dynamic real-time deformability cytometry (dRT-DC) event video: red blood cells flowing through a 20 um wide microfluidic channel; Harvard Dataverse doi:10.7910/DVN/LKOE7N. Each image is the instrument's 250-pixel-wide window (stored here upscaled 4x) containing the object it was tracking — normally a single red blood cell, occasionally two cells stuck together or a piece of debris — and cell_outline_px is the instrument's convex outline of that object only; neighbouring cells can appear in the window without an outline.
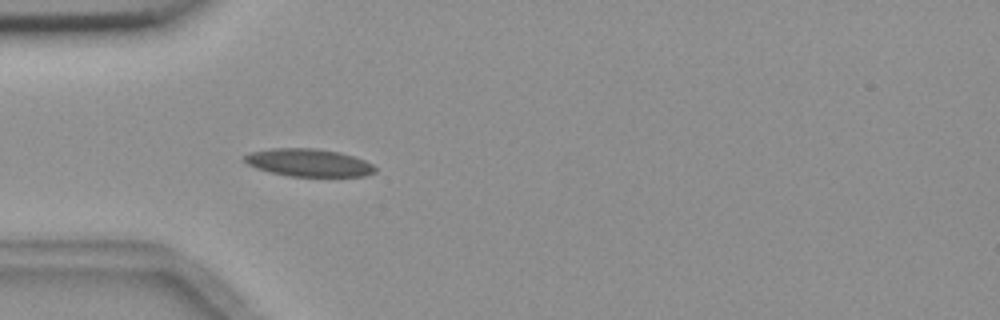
{"species": "common noctule bat (a hibernating species)", "species_latin": "Nyctalus noctula", "temperature_condition": "room temperature", "stored_images_in_passage": 4, "camera_frame_rate_fps": 3000, "um_per_image_px": 0.085, "animal": {"sex": "female", "body_mass_g": 18.4}, "frame": {"image": 1, "passage_image": 4, "time_ms": 3.667, "image_size_px": [1000, 320], "cell_outline_px": [[376, 172], [364, 176], [288, 176], [268, 172], [256, 168], [240, 160], [248, 152], [272, 148], [316, 148], [340, 152], [364, 160], [372, 164], [376, 168]], "centroid_in_image_um": [26.18, 13.82], "position_along_channel_um": 58.8, "area_um2": 21.27}}